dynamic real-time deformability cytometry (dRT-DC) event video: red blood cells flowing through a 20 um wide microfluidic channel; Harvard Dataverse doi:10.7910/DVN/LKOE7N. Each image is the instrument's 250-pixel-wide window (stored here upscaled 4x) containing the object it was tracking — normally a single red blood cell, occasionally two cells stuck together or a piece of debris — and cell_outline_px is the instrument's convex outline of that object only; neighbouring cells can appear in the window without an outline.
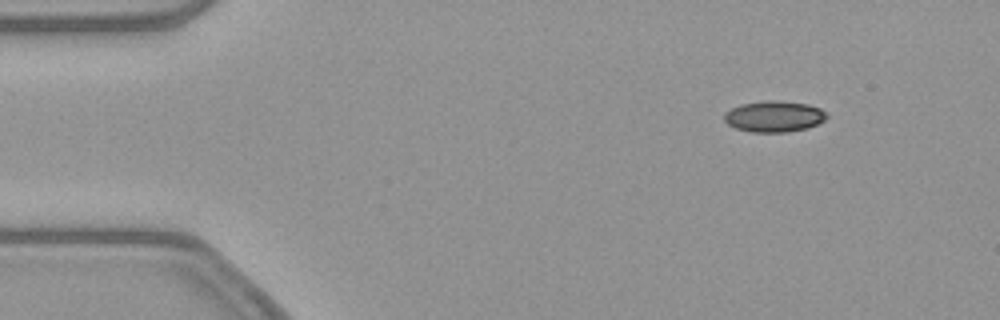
{"species": "common noctule bat (a hibernating species)", "species_latin": "Nyctalus noctula", "temperature_condition": "warm", "stored_images_in_passage": 53, "camera_frame_rate_fps": 3000, "um_per_image_px": 0.085, "animal": {"sex": "female", "body_mass_g": 21.9}, "frame": {"image": 1, "passage_image": 6, "time_ms": 1.667, "image_size_px": [1000, 320], "cell_outline_px": [[828, 116], [824, 120], [808, 128], [788, 132], [752, 132], [736, 128], [728, 124], [724, 120], [724, 112], [740, 104], [768, 100], [776, 100], [808, 104], [820, 108]], "centroid_in_image_um": [65.78, 9.89], "position_along_channel_um": 19.2, "area_um2": 18.55}}
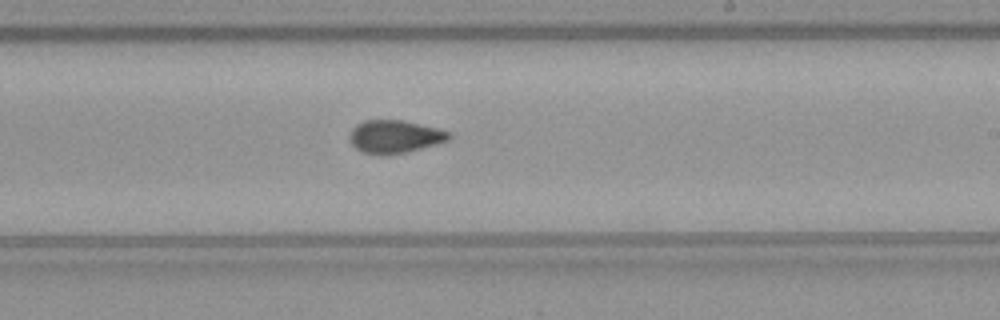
{"frame": {"image": 2, "passage_image": 31, "time_ms": 10.0, "image_size_px": [1000, 320], "cell_outline_px": [[452, 136], [448, 140], [436, 144], [408, 152], [388, 156], [380, 156], [360, 152], [352, 144], [348, 136], [352, 128], [356, 124], [364, 120], [404, 120], [452, 132]], "centroid_in_image_um": [33.53, 11.63], "position_along_channel_um": 255.5, "area_um2": 19.48}}
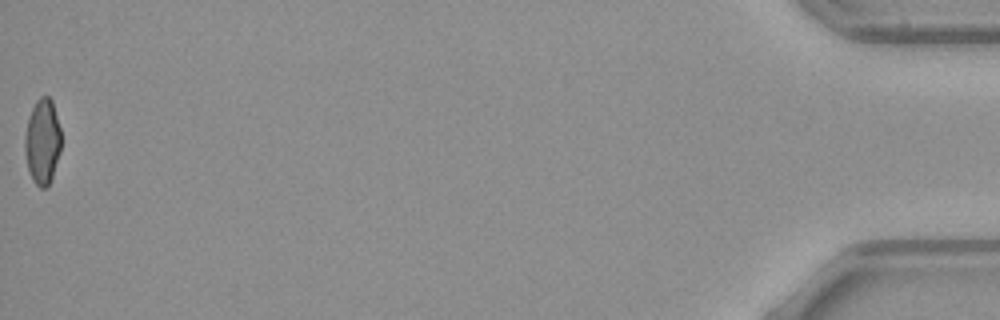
{"frame": {"image": 3, "passage_image": 53, "time_ms": 17.333, "image_size_px": [1000, 320], "cell_outline_px": [[60, 152], [48, 188], [40, 188], [32, 180], [28, 168], [24, 152], [24, 136], [28, 116], [36, 100], [40, 96], [48, 96], [52, 100], [60, 128]], "centroid_in_image_um": [3.59, 12.03], "position_along_channel_um": 431.6, "area_um2": 18.21}, "authors_computed_cell_mechanics": {"area_um2": 18.6694, "velocity_mm_per_s": 3.8808, "shape_relaxation_time_tau1_ms": null, "shape_relaxation_time_tau2_ms": 1.5375, "deformation_change_tau1": null, "deformation_change_tau2": 0.0679}}